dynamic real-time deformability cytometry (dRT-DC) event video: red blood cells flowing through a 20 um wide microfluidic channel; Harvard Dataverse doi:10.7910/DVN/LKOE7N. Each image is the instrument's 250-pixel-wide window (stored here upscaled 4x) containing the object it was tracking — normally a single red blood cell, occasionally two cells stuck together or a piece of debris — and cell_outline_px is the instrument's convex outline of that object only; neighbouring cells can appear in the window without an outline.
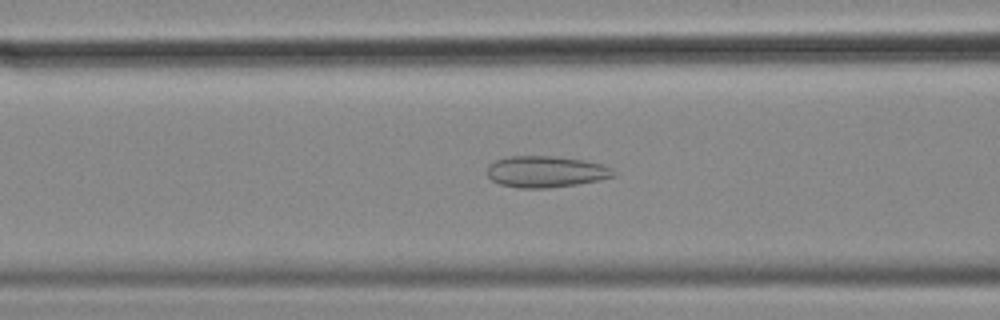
{"species": "common noctule bat (a hibernating species)", "species_latin": "Nyctalus noctula", "temperature_condition": "cold", "stored_images_in_passage": 56, "camera_frame_rate_fps": 3000, "um_per_image_px": 0.085, "animal": {"sex": "female", "body_mass_g": 18.4}, "frame": {"image": 1, "passage_image": 22, "time_ms": 7.0, "image_size_px": [1000, 320], "cell_outline_px": [[616, 176], [600, 180], [576, 184], [548, 188], [520, 188], [500, 184], [492, 180], [488, 176], [488, 168], [496, 160], [508, 156], [556, 156], [584, 160], [604, 164]], "centroid_in_image_um": [46.4, 14.59], "position_along_channel_um": 120.2, "area_um2": 22.95}}
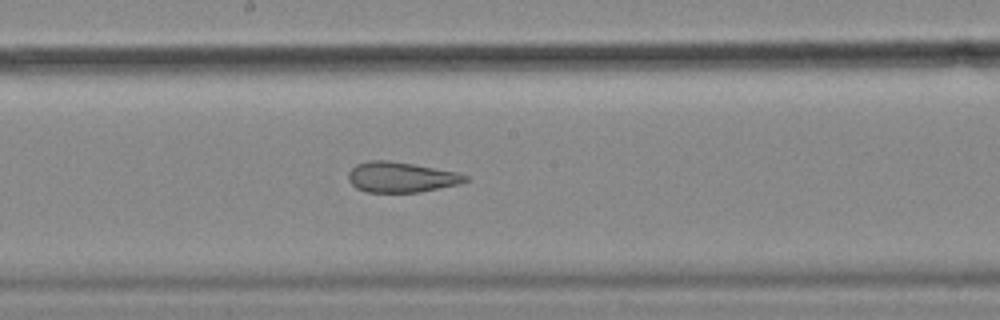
{"frame": {"image": 2, "passage_image": 30, "time_ms": 9.667, "image_size_px": [1000, 320], "cell_outline_px": [[468, 180], [460, 184], [420, 192], [364, 192], [356, 188], [348, 180], [348, 172], [356, 164], [368, 160], [388, 160], [460, 172], [468, 176]], "centroid_in_image_um": [34.09, 15.06], "position_along_channel_um": 214.1, "area_um2": 20.87}}
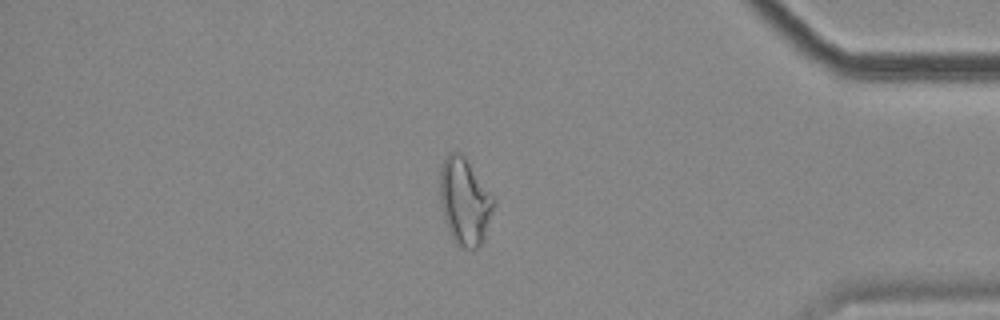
{"frame": {"image": 3, "passage_image": 48, "time_ms": 15.667, "image_size_px": [1000, 320], "cell_outline_px": [[496, 204], [484, 240], [476, 248], [460, 248], [452, 240], [448, 232], [440, 200], [440, 168], [448, 152], [460, 152], [468, 160], [496, 196]], "centroid_in_image_um": [39.54, 17.11], "position_along_channel_um": 395.7, "area_um2": 27.98}, "authors_computed_cell_mechanics": {"area_um2": 26.3857, "velocity_mm_per_s": 3.5264, "shape_relaxation_time_tau1_ms": null, "shape_relaxation_time_tau2_ms": 2.3617, "deformation_change_tau1": null, "deformation_change_tau2": 0.1102}}